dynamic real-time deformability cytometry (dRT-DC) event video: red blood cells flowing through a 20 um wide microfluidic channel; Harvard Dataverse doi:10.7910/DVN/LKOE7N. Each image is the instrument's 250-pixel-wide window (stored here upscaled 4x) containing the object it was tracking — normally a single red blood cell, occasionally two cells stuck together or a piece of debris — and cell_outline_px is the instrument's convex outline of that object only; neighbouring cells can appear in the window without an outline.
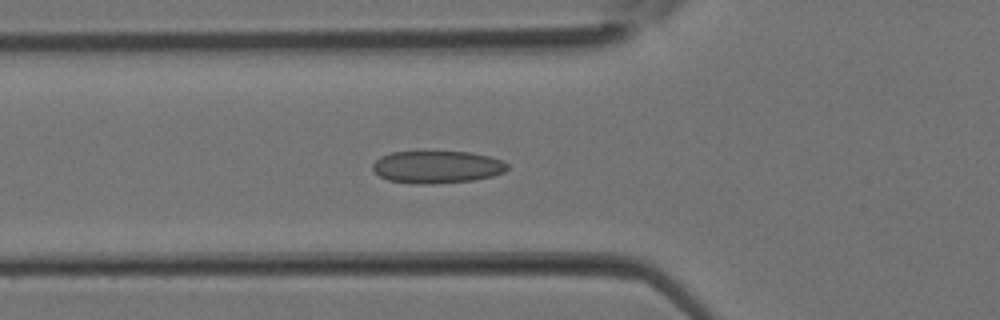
{"species": "Egyptian fruit bat (a non-hibernating species)", "species_latin": "Rousettus aegyptiacus", "temperature_condition": "room temperature", "stored_images_in_passage": 32, "camera_frame_rate_fps": 3000, "um_per_image_px": 0.085, "animal": {"sex": "female"}, "frame": {"image": 1, "passage_image": 11, "time_ms": 3.333, "image_size_px": [1000, 320], "cell_outline_px": [[508, 168], [504, 172], [492, 176], [472, 180], [432, 184], [412, 184], [388, 180], [380, 176], [372, 168], [372, 164], [380, 156], [392, 152], [424, 148], [468, 152], [488, 156], [500, 160], [508, 164]], "centroid_in_image_um": [37.09, 14.14], "position_along_channel_um": 88.7, "area_um2": 26.41}}
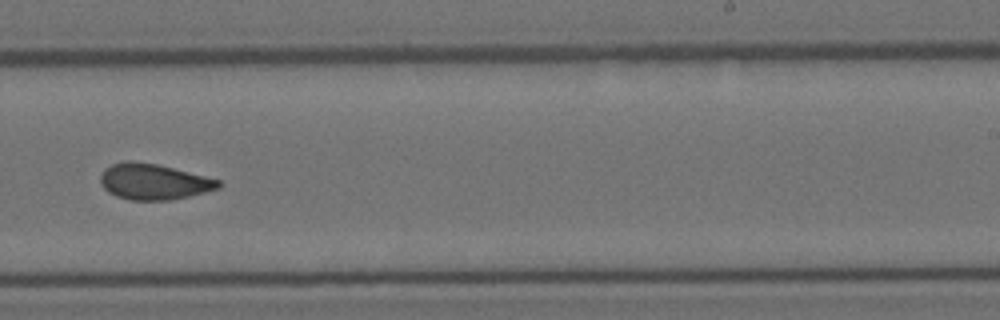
{"frame": {"image": 2, "passage_image": 20, "time_ms": 6.333, "image_size_px": [1000, 320], "cell_outline_px": [[224, 184], [220, 188], [188, 196], [168, 200], [128, 200], [116, 196], [108, 192], [100, 184], [100, 176], [104, 168], [112, 164], [128, 160], [132, 160], [156, 164], [220, 180]], "centroid_in_image_um": [13.03, 15.44], "position_along_channel_um": 276.0, "area_um2": 24.62}}
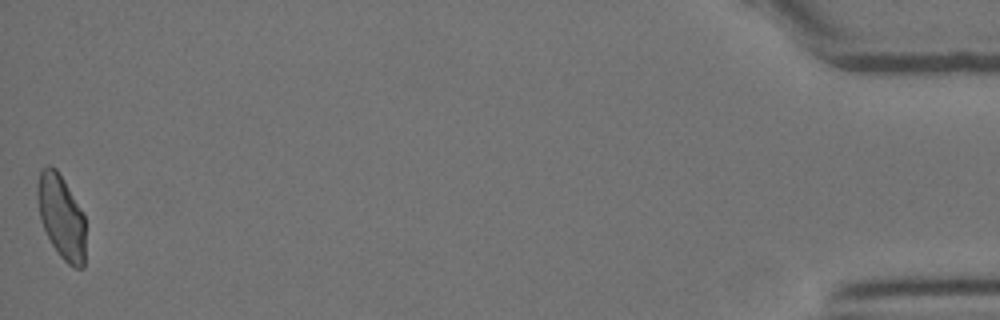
{"frame": {"image": 3, "passage_image": 32, "time_ms": 10.333, "image_size_px": [1000, 320], "cell_outline_px": [[84, 268], [72, 268], [60, 256], [52, 244], [44, 228], [40, 216], [36, 196], [36, 188], [40, 172], [48, 164], [56, 168], [64, 180], [80, 208], [84, 216]], "centroid_in_image_um": [5.2, 18.42], "position_along_channel_um": 430.0, "area_um2": 23.29}}